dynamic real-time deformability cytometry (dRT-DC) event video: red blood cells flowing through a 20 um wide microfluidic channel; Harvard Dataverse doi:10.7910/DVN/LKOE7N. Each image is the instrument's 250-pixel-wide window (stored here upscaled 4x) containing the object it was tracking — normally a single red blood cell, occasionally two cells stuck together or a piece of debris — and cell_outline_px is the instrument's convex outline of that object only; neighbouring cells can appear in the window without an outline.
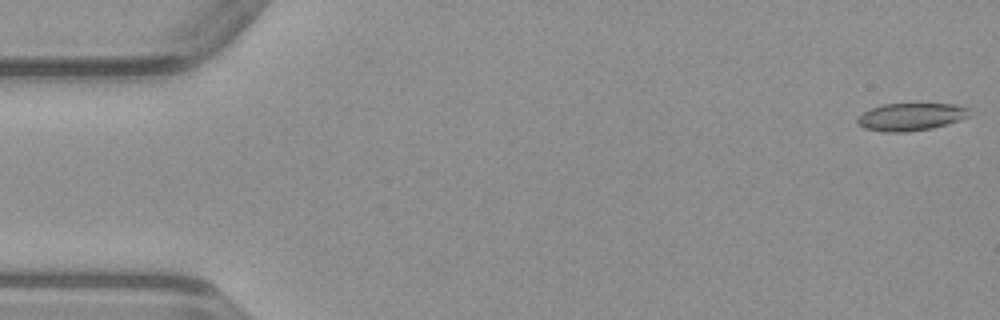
{"species": "common noctule bat (a hibernating species)", "species_latin": "Nyctalus noctula", "temperature_condition": "warm", "stored_images_in_passage": 49, "camera_frame_rate_fps": 3000, "um_per_image_px": 0.085, "animal": {"sex": "male", "body_mass_g": 23.1, "forearm_length_mm": 52.7}, "frame": {"image": 1, "passage_image": 1, "time_ms": 0.0, "image_size_px": [1000, 320], "cell_outline_px": [[972, 116], [960, 120], [932, 128], [904, 132], [884, 132], [864, 128], [856, 124], [856, 116], [872, 108], [884, 104], [916, 100], [956, 104], [972, 108]], "centroid_in_image_um": [77.49, 9.86], "position_along_channel_um": 7.5, "area_um2": 19.31}}
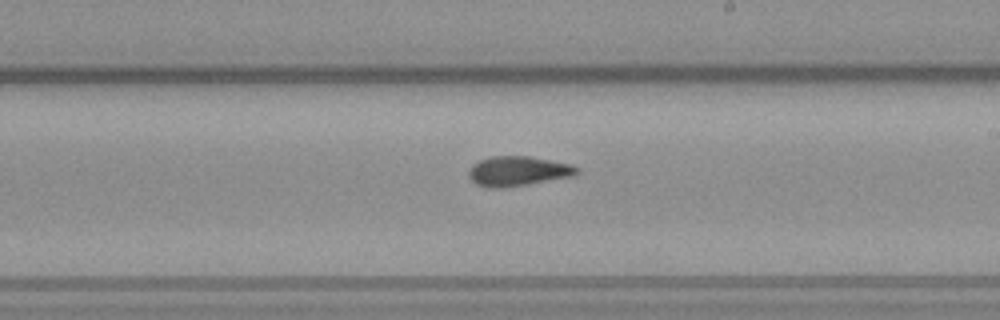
{"frame": {"image": 2, "passage_image": 28, "time_ms": 9.0, "image_size_px": [1000, 320], "cell_outline_px": [[580, 172], [572, 176], [528, 184], [504, 188], [488, 188], [476, 184], [468, 176], [468, 172], [472, 164], [480, 160], [492, 156], [528, 156], [572, 164], [580, 168]], "centroid_in_image_um": [44.02, 14.55], "position_along_channel_um": 245.0, "area_um2": 18.84}}
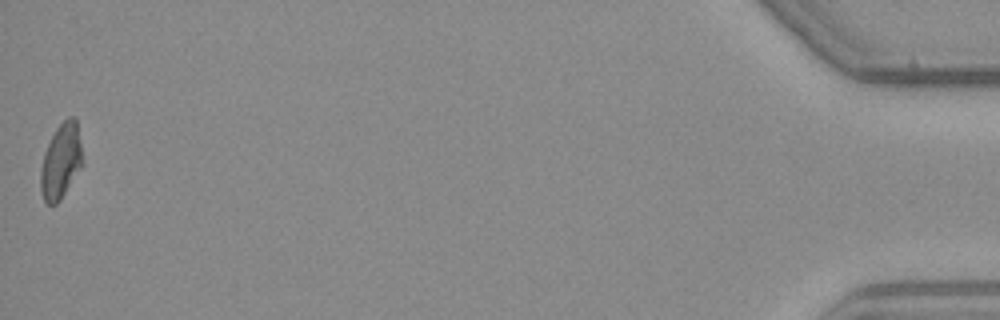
{"frame": {"image": 3, "passage_image": 49, "time_ms": 16.0, "image_size_px": [1000, 320], "cell_outline_px": [[80, 168], [60, 200], [56, 204], [48, 204], [44, 200], [40, 192], [40, 172], [44, 152], [56, 128], [68, 116], [76, 116], [80, 144]], "centroid_in_image_um": [5.14, 13.7], "position_along_channel_um": 430.1, "area_um2": 17.86}}